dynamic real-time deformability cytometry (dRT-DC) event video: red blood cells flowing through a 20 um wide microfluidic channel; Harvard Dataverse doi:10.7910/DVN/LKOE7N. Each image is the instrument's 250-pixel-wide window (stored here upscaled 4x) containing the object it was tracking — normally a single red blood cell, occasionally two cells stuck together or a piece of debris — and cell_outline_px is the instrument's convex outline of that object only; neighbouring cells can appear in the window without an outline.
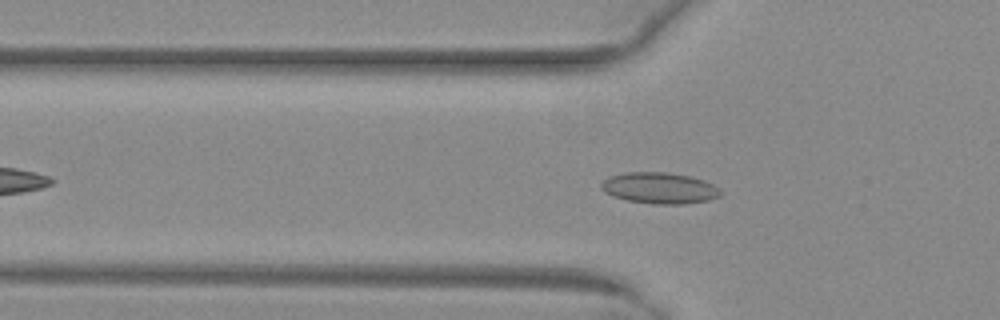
{"species": "common noctule bat (a hibernating species)", "species_latin": "Nyctalus noctula", "temperature_condition": "warm", "stored_images_in_passage": 44, "camera_frame_rate_fps": 3000, "um_per_image_px": 0.085, "animal": {"sex": "female", "body_mass_g": 29.2, "forearm_length_mm": 56.3}, "frame": {"image": 1, "passage_image": 10, "time_ms": 3.0, "image_size_px": [1000, 320], "cell_outline_px": [[724, 192], [720, 196], [708, 200], [684, 204], [652, 204], [628, 200], [612, 196], [604, 192], [600, 188], [600, 184], [608, 176], [624, 172], [668, 172], [688, 176], [704, 180], [720, 188]], "centroid_in_image_um": [56.05, 15.98], "position_along_channel_um": 69.8, "area_um2": 21.91}}
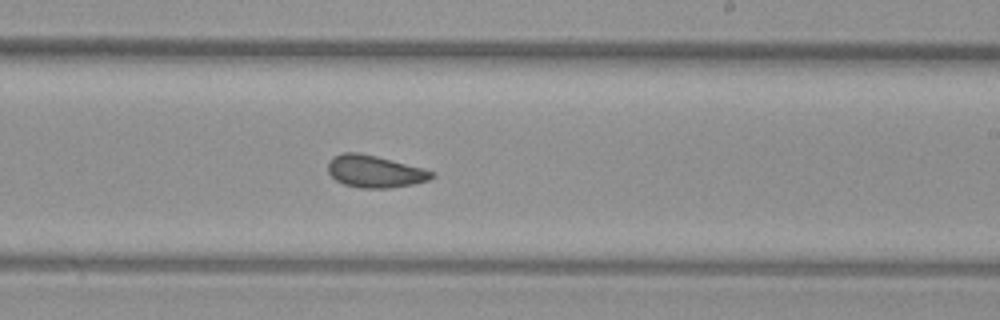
{"frame": {"image": 2, "passage_image": 24, "time_ms": 7.667, "image_size_px": [1000, 320], "cell_outline_px": [[436, 176], [428, 180], [412, 184], [388, 188], [360, 188], [344, 184], [336, 180], [328, 172], [328, 160], [332, 156], [344, 152], [360, 152], [424, 168], [436, 172]], "centroid_in_image_um": [31.86, 14.56], "position_along_channel_um": 257.1, "area_um2": 19.59}}
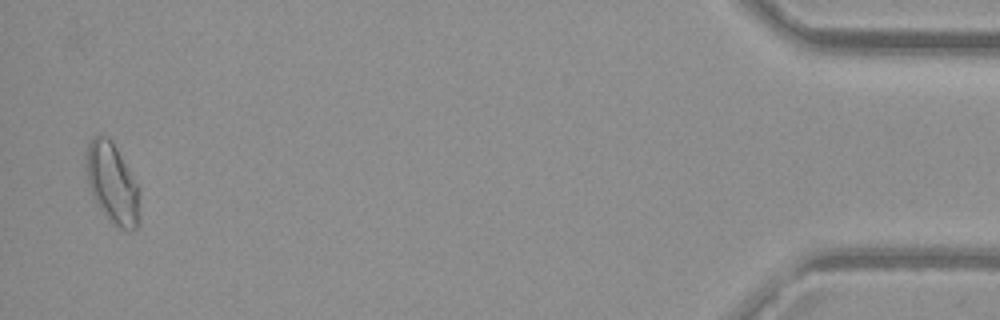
{"frame": {"image": 3, "passage_image": 43, "time_ms": 14.0, "image_size_px": [1000, 320], "cell_outline_px": [[140, 224], [132, 232], [128, 232], [112, 224], [96, 204], [92, 196], [88, 184], [88, 144], [100, 132], [108, 136], [116, 148], [136, 184], [140, 192]], "centroid_in_image_um": [9.59, 15.68], "position_along_channel_um": 425.6, "area_um2": 24.91}, "authors_computed_cell_mechanics": {"area_um2": 20.0277, "velocity_mm_per_s": 4.0254, "shape_relaxation_time_tau1_ms": 10.5729, "shape_relaxation_time_tau2_ms": 1.884, "deformation_change_tau1": 0.1419, "deformation_change_tau2": 0.0658}}